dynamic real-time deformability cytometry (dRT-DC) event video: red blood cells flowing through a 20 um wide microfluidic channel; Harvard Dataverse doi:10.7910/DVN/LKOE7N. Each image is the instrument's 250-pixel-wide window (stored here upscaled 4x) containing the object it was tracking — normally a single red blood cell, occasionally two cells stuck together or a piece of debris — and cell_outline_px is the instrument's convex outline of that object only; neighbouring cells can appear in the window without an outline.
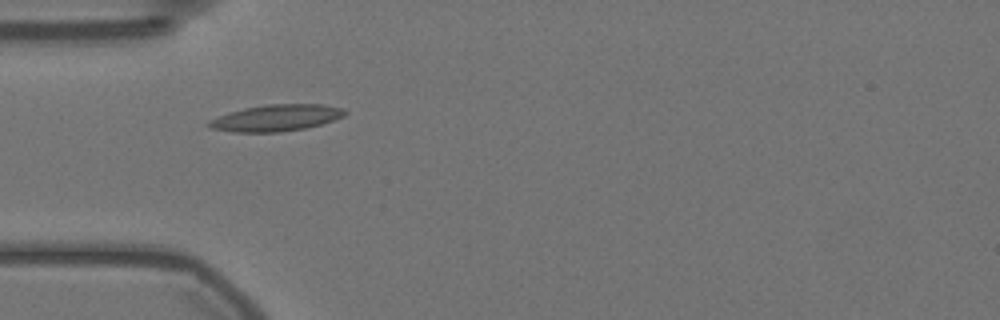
{"species": "Egyptian fruit bat (a non-hibernating species)", "species_latin": "Rousettus aegyptiacus", "temperature_condition": "warm", "stored_images_in_passage": 41, "camera_frame_rate_fps": 3000, "um_per_image_px": 0.085, "animal": {"sex": "female"}, "frame": {"image": 1, "passage_image": 1, "time_ms": 0.0, "image_size_px": [1000, 320], "cell_outline_px": [[348, 112], [344, 116], [320, 124], [304, 128], [280, 132], [232, 132], [208, 128], [204, 124], [208, 120], [244, 108], [268, 104], [324, 104], [344, 108]], "centroid_in_image_um": [23.46, 10.02], "position_along_channel_um": 61.5, "area_um2": 21.04}}
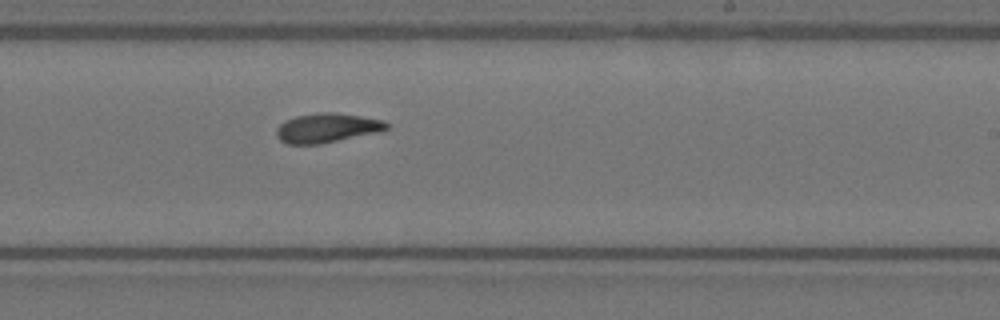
{"frame": {"image": 2, "passage_image": 18, "time_ms": 5.667, "image_size_px": [1000, 320], "cell_outline_px": [[388, 128], [380, 132], [320, 144], [288, 144], [280, 140], [276, 136], [276, 128], [284, 120], [296, 116], [316, 112], [336, 112], [384, 120], [388, 124]], "centroid_in_image_um": [27.78, 10.87], "position_along_channel_um": 261.2, "area_um2": 19.02}}
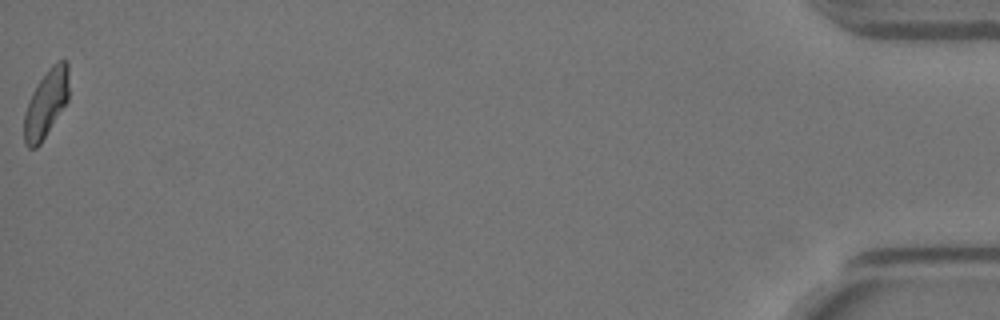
{"frame": {"image": 3, "passage_image": 41, "time_ms": 13.333, "image_size_px": [1000, 320], "cell_outline_px": [[68, 100], [40, 144], [36, 148], [28, 148], [24, 144], [24, 112], [32, 92], [48, 68], [52, 64], [60, 60], [64, 60], [68, 64]], "centroid_in_image_um": [3.9, 8.81], "position_along_channel_um": 431.3, "area_um2": 17.51}, "authors_computed_cell_mechanics": {"area_um2": 18.4382, "velocity_mm_per_s": 3.5364, "shape_relaxation_time_tau1_ms": null, "shape_relaxation_time_tau2_ms": 4.8103, "deformation_change_tau1": null, "deformation_change_tau2": 0.1155}}